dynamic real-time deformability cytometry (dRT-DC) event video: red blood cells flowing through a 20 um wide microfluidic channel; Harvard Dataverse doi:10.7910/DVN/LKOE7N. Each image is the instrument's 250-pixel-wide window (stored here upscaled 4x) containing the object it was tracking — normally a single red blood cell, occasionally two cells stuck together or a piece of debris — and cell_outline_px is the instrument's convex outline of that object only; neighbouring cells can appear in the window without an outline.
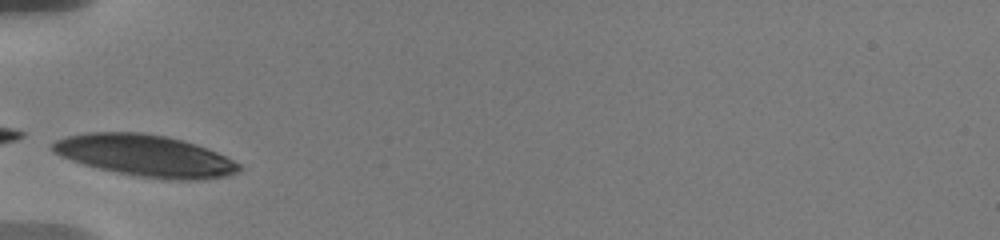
{"species": "human", "species_latin": "Homo sapiens", "temperature_condition": "warm", "stored_images_in_passage": 29, "camera_frame_rate_fps": 3000, "um_per_image_px": 0.085, "donor": {"sex": "male"}, "frame": {"image": 1, "passage_image": 1, "time_ms": 0.0, "image_size_px": [1000, 240], "cell_outline_px": [[244, 168], [240, 172], [228, 176], [200, 180], [172, 180], [140, 176], [116, 172], [84, 164], [60, 156], [52, 152], [52, 144], [56, 140], [64, 136], [88, 132], [144, 132], [164, 136], [196, 144], [216, 152], [240, 164]], "centroid_in_image_um": [12.37, 13.23], "position_along_channel_um": 72.6, "area_um2": 45.2}}
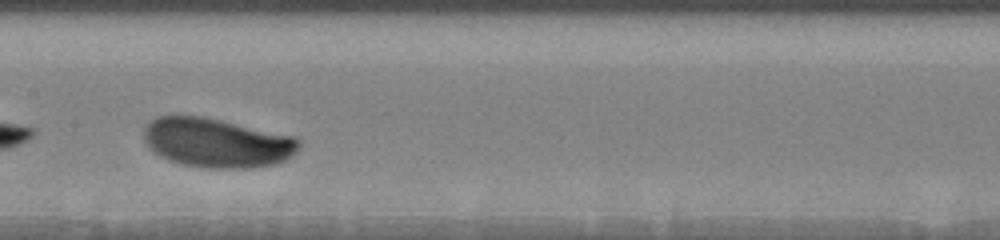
{"frame": {"image": 2, "passage_image": 10, "time_ms": 3.333, "image_size_px": [1000, 240], "cell_outline_px": [[300, 148], [292, 156], [276, 164], [252, 168], [204, 168], [184, 164], [168, 160], [152, 152], [148, 148], [144, 140], [144, 128], [156, 116], [200, 116], [220, 120], [296, 136], [300, 140]], "centroid_in_image_um": [18.44, 12.15], "position_along_channel_um": 189.0, "area_um2": 44.8}}
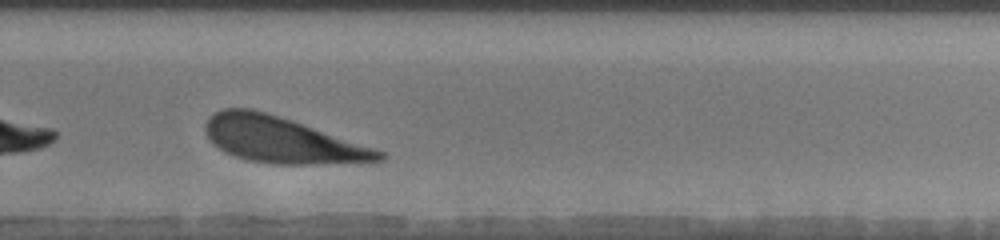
{"frame": {"image": 3, "passage_image": 19, "time_ms": 6.667, "image_size_px": [1000, 240], "cell_outline_px": [[388, 156], [384, 160], [308, 164], [272, 164], [248, 160], [224, 152], [212, 144], [208, 140], [204, 128], [204, 124], [216, 112], [224, 108], [252, 108], [280, 116], [292, 120], [384, 152]], "centroid_in_image_um": [23.88, 11.89], "position_along_channel_um": 305.9, "area_um2": 45.95}, "authors_computed_cell_mechanics": {"area_um2": 44.9106, "velocity_mm_per_s": 3.5182, "shape_relaxation_time_tau1_ms": 2.0173, "shape_relaxation_time_tau2_ms": null, "deformation_change_tau1": 0.1195, "deformation_change_tau2": null}}